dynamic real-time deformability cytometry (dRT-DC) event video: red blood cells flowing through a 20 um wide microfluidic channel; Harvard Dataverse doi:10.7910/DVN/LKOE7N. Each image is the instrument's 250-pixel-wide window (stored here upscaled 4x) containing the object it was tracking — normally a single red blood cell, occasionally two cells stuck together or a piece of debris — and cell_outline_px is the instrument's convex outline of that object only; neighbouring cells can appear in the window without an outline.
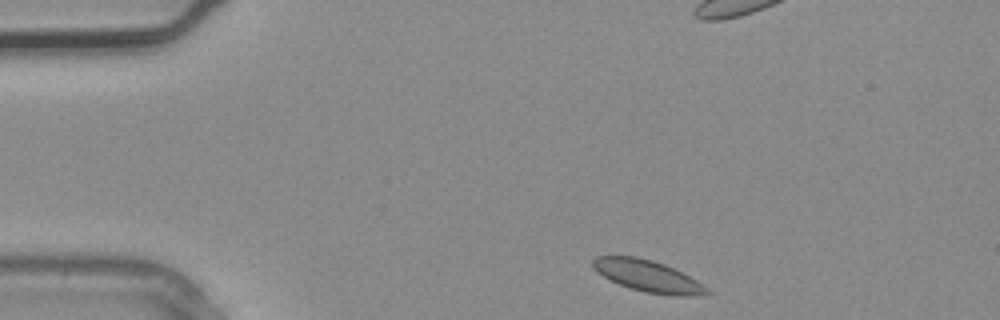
{"species": "common noctule bat (a hibernating species)", "species_latin": "Nyctalus noctula", "temperature_condition": "warm", "stored_images_in_passage": 3, "camera_frame_rate_fps": 3000, "um_per_image_px": 0.085, "animal": {"sex": "male", "body_mass_g": 20.4}, "frame": {"image": 1, "passage_image": 1, "time_ms": 0.0, "image_size_px": [1000, 320], "cell_outline_px": [[712, 292], [696, 296], [672, 296], [644, 292], [620, 284], [596, 272], [592, 268], [592, 260], [596, 256], [636, 256], [652, 260], [664, 264], [696, 280], [708, 288]], "centroid_in_image_um": [55.06, 23.47], "position_along_channel_um": 29.9, "area_um2": 20.87}}